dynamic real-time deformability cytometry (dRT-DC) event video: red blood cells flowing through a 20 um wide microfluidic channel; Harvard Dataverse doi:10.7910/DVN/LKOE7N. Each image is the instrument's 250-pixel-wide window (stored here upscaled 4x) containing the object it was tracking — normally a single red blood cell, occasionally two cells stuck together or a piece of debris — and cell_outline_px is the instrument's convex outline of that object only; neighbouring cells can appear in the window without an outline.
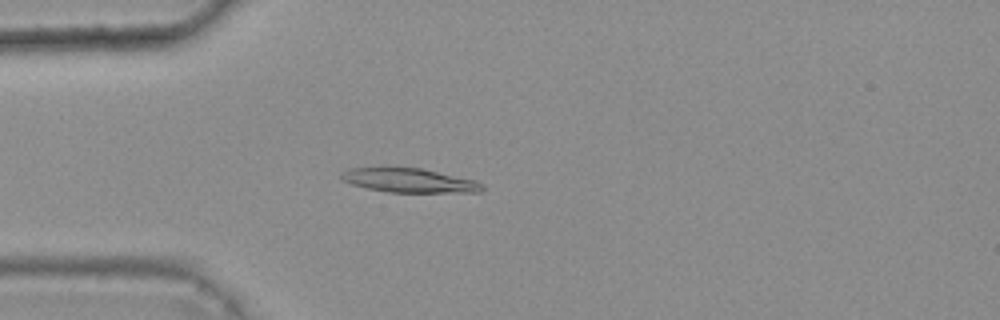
{"species": "common noctule bat (a hibernating species)", "species_latin": "Nyctalus noctula", "temperature_condition": "warm", "stored_images_in_passage": 43, "camera_frame_rate_fps": 3000, "um_per_image_px": 0.085, "animal": {"sex": "female", "body_mass_g": 25.1}, "frame": {"image": 1, "passage_image": 11, "time_ms": 3.333, "image_size_px": [1000, 320], "cell_outline_px": [[484, 188], [480, 192], [388, 192], [368, 188], [352, 184], [344, 180], [340, 176], [340, 172], [348, 168], [420, 168], [476, 180], [484, 184]], "centroid_in_image_um": [34.81, 15.34], "position_along_channel_um": 50.2, "area_um2": 19.59}}
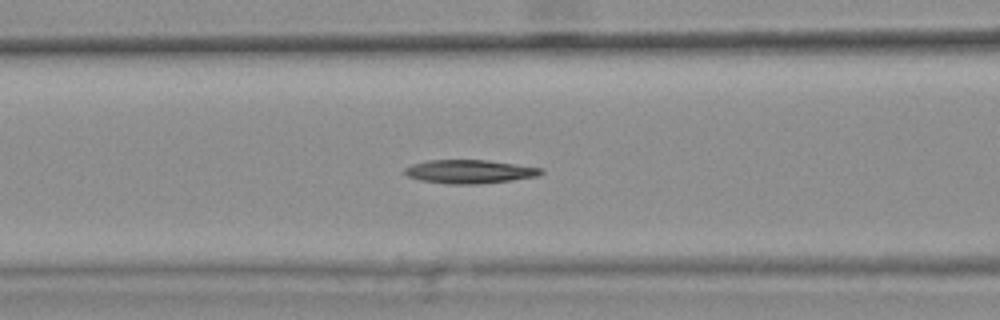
{"frame": {"image": 2, "passage_image": 18, "time_ms": 5.667, "image_size_px": [1000, 320], "cell_outline_px": [[544, 172], [540, 176], [512, 180], [480, 184], [448, 184], [420, 180], [408, 176], [404, 172], [404, 168], [412, 164], [428, 160], [488, 160], [544, 168]], "centroid_in_image_um": [39.95, 14.58], "position_along_channel_um": 126.6, "area_um2": 18.9}}
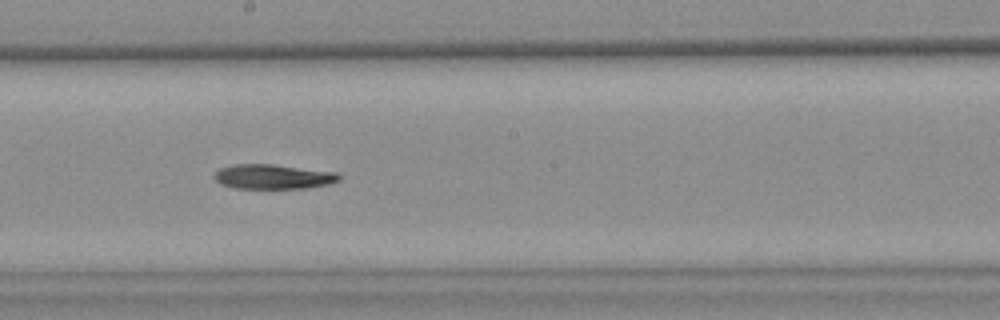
{"frame": {"image": 3, "passage_image": 26, "time_ms": 8.333, "image_size_px": [1000, 320], "cell_outline_px": [[340, 180], [328, 184], [304, 188], [232, 188], [220, 184], [212, 176], [220, 168], [232, 164], [272, 164], [336, 172], [340, 176]], "centroid_in_image_um": [23.17, 15.01], "position_along_channel_um": 225.0, "area_um2": 17.92}}